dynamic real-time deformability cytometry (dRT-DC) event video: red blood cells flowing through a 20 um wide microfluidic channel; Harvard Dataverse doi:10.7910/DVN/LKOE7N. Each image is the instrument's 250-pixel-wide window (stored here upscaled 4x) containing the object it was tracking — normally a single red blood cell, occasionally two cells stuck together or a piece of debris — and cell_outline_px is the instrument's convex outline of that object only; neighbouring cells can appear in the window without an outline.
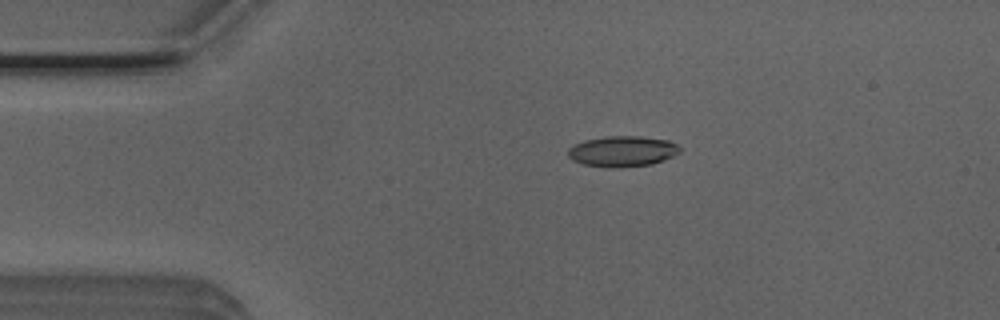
{"species": "Egyptian fruit bat (a non-hibernating species)", "species_latin": "Rousettus aegyptiacus", "temperature_condition": "room temperature", "stored_images_in_passage": 2, "camera_frame_rate_fps": 3000, "um_per_image_px": 0.085, "animal": {"sex": "male"}, "frame": {"image": 1, "passage_image": 1, "time_ms": 0.0, "image_size_px": [1000, 320], "cell_outline_px": [[680, 152], [664, 160], [652, 164], [584, 164], [572, 160], [568, 156], [568, 148], [584, 140], [604, 136], [640, 136], [668, 140], [676, 144], [680, 148]], "centroid_in_image_um": [52.93, 12.79], "position_along_channel_um": 32.1, "area_um2": 18.96}}